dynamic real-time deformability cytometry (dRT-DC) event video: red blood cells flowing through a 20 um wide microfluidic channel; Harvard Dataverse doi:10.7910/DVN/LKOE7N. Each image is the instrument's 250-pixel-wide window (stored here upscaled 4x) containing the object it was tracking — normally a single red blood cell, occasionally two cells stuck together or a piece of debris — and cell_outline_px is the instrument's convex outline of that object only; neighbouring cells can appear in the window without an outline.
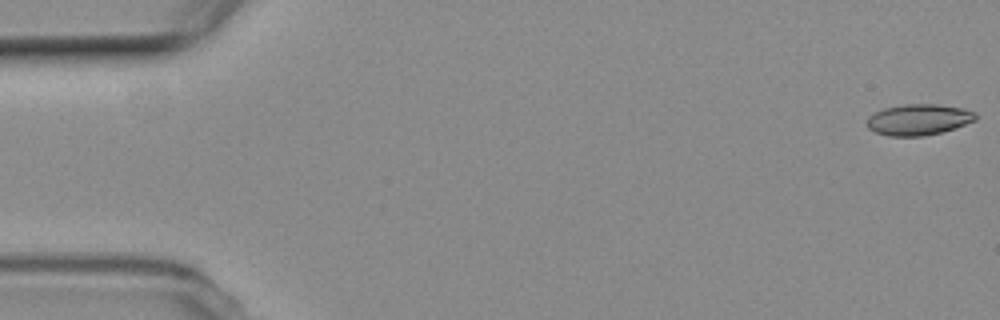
{"species": "common noctule bat (a hibernating species)", "species_latin": "Nyctalus noctula", "temperature_condition": "room temperature", "stored_images_in_passage": 9, "camera_frame_rate_fps": 3000, "um_per_image_px": 0.085, "animal": {"sex": "female", "body_mass_g": 19.3, "forearm_length_mm": 54.1}, "frame": {"image": 1, "passage_image": 1, "time_ms": 0.0, "image_size_px": [1000, 320], "cell_outline_px": [[976, 120], [940, 132], [924, 136], [888, 136], [876, 132], [868, 128], [868, 116], [884, 108], [904, 104], [936, 104], [964, 108], [976, 112]], "centroid_in_image_um": [78.08, 10.16], "position_along_channel_um": 6.9, "area_um2": 19.48}}
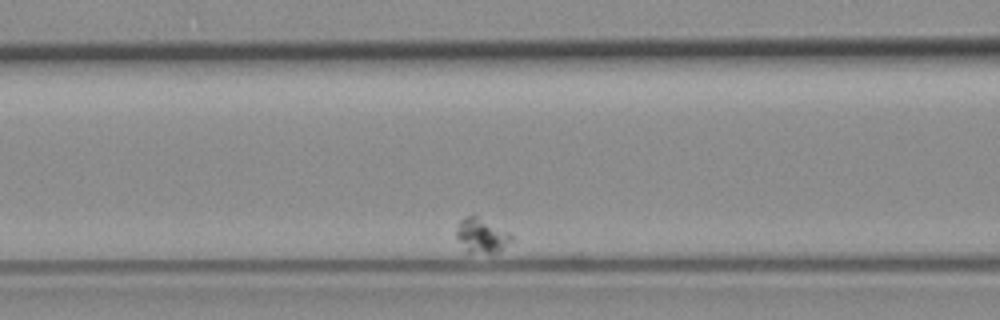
{"frame": {"image": 2, "passage_image": 6, "time_ms": 5.667, "image_size_px": [1000, 320], "cell_outline_px": [[516, 240], [500, 252], [464, 252], [456, 236], [456, 228], [460, 220], [464, 216], [476, 216], [516, 236]], "centroid_in_image_um": [40.97, 20.05], "position_along_channel_um": 125.6, "area_um2": 11.27}}
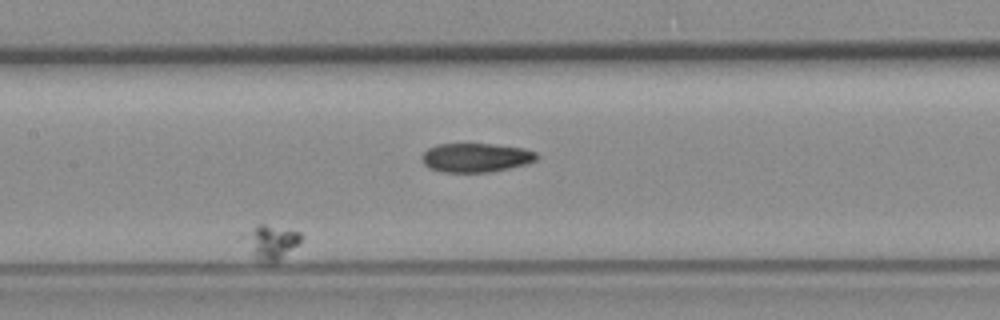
{"frame": {"image": 3, "passage_image": 8, "time_ms": 8.333, "image_size_px": [1000, 320], "cell_outline_px": [[300, 240], [276, 264], [260, 264], [252, 256], [248, 236], [248, 232], [256, 224], [264, 224], [300, 232]], "centroid_in_image_um": [23.06, 20.65], "position_along_channel_um": 184.3, "area_um2": 10.92}}